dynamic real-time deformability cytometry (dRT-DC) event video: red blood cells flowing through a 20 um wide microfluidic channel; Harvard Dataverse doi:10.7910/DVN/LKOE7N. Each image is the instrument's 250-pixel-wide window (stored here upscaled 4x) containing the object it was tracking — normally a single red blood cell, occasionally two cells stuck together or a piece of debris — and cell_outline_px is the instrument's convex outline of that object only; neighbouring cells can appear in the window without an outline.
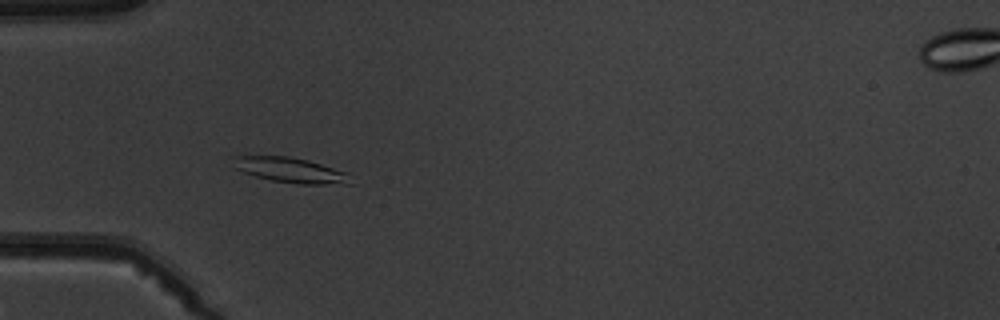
{"species": "common noctule bat (a hibernating species)", "species_latin": "Nyctalus noctula", "temperature_condition": "warm", "stored_images_in_passage": 8, "camera_frame_rate_fps": 3000, "um_per_image_px": 0.085, "animal": {"sex": "male", "body_mass_g": 19.5, "forearm_length_mm": 54.6}, "frame": {"image": 1, "passage_image": 4, "time_ms": 3.333, "image_size_px": [1000, 320], "cell_outline_px": [[352, 184], [300, 184], [272, 180], [256, 176], [232, 168], [232, 156], [288, 156], [308, 160], [344, 172]], "centroid_in_image_um": [24.59, 14.45], "position_along_channel_um": 60.4, "area_um2": 16.94}}
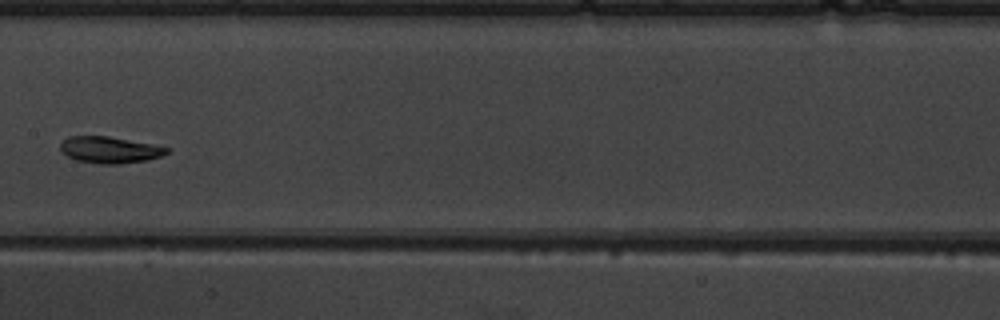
{"frame": {"image": 2, "passage_image": 7, "time_ms": 7.0, "image_size_px": [1000, 320], "cell_outline_px": [[168, 152], [160, 156], [148, 160], [120, 164], [100, 164], [76, 160], [68, 156], [60, 148], [60, 144], [68, 136], [108, 136], [168, 148]], "centroid_in_image_um": [9.29, 12.75], "position_along_channel_um": 198.1, "area_um2": 16.13}}
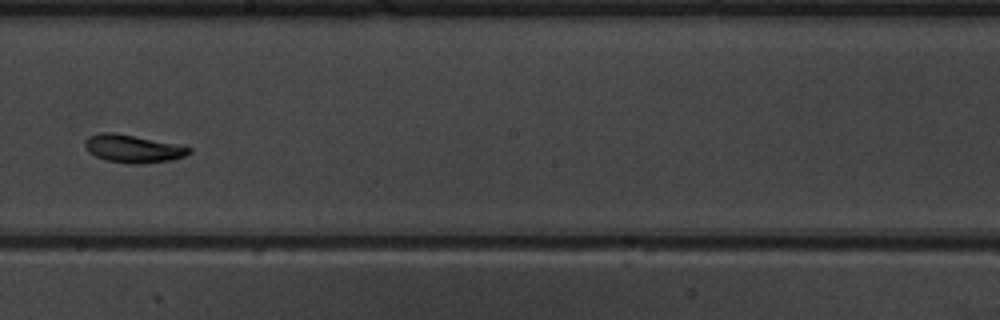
{"frame": {"image": 3, "passage_image": 8, "time_ms": 8.0, "image_size_px": [1000, 320], "cell_outline_px": [[192, 152], [184, 156], [172, 160], [140, 164], [128, 164], [104, 160], [88, 152], [84, 144], [84, 140], [88, 136], [100, 132], [112, 132], [192, 148]], "centroid_in_image_um": [11.24, 12.66], "position_along_channel_um": 237.0, "area_um2": 16.7}}